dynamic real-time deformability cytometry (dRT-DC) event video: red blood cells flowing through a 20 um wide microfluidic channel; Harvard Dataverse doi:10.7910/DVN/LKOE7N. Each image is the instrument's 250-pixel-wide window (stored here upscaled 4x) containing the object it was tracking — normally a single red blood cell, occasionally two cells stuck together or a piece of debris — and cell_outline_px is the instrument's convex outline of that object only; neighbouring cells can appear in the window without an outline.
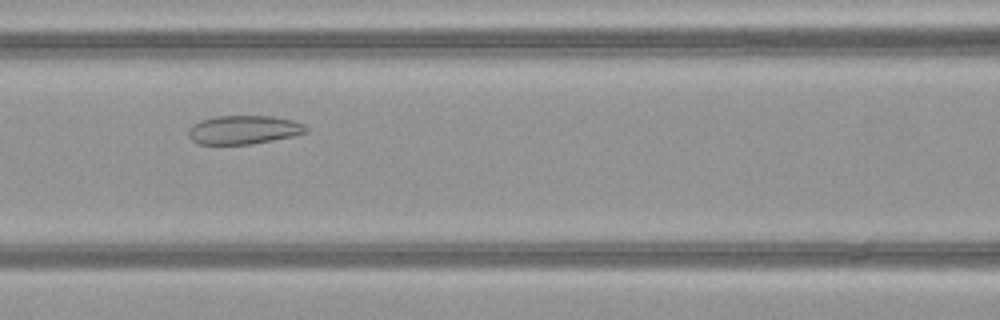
{"species": "common noctule bat (a hibernating species)", "species_latin": "Nyctalus noctula", "temperature_condition": "warm", "stored_images_in_passage": 44, "camera_frame_rate_fps": 3000, "um_per_image_px": 0.085, "animal": {"sex": "female", "body_mass_g": 21.9}, "frame": {"image": 1, "passage_image": 16, "time_ms": 5.0, "image_size_px": [1000, 320], "cell_outline_px": [[308, 132], [292, 136], [252, 144], [196, 144], [188, 136], [188, 128], [192, 124], [200, 120], [216, 116], [272, 116], [292, 120], [304, 124], [308, 128]], "centroid_in_image_um": [20.68, 11.03], "position_along_channel_um": 145.9, "area_um2": 19.77}}
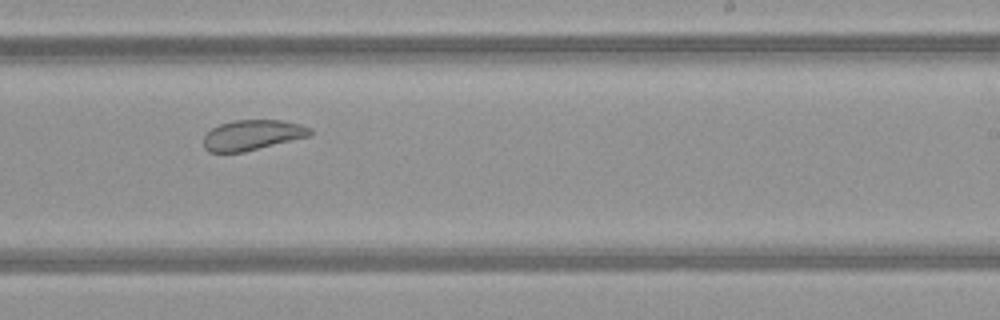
{"frame": {"image": 2, "passage_image": 25, "time_ms": 8.0, "image_size_px": [1000, 320], "cell_outline_px": [[312, 136], [244, 152], [208, 152], [204, 148], [204, 136], [212, 128], [220, 124], [236, 120], [284, 120], [300, 124], [312, 128]], "centroid_in_image_um": [21.5, 11.48], "position_along_channel_um": 267.5, "area_um2": 18.96}}
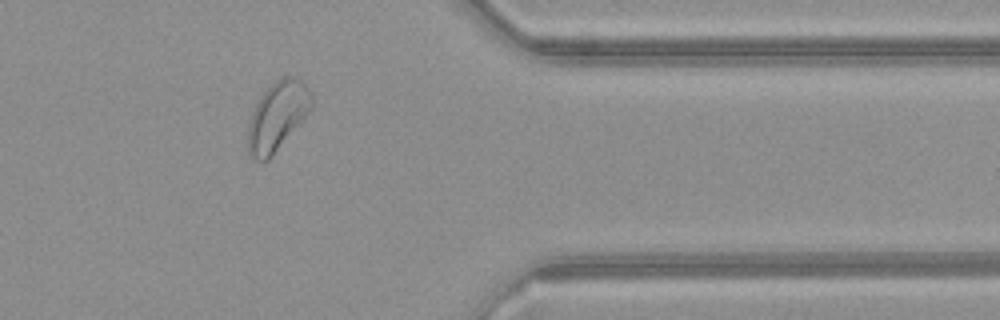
{"frame": {"image": 3, "passage_image": 35, "time_ms": 11.333, "image_size_px": [1000, 320], "cell_outline_px": [[312, 108], [272, 156], [268, 160], [256, 160], [248, 156], [248, 124], [252, 112], [260, 96], [280, 76], [296, 76], [304, 80], [312, 96]], "centroid_in_image_um": [23.58, 9.84], "position_along_channel_um": 387.8, "area_um2": 25.49}, "authors_computed_cell_mechanics": {"area_um2": 24.276, "velocity_mm_per_s": 4.073, "shape_relaxation_time_tau1_ms": null, "shape_relaxation_time_tau2_ms": 3.1389, "deformation_change_tau1": null, "deformation_change_tau2": 0.0973}}